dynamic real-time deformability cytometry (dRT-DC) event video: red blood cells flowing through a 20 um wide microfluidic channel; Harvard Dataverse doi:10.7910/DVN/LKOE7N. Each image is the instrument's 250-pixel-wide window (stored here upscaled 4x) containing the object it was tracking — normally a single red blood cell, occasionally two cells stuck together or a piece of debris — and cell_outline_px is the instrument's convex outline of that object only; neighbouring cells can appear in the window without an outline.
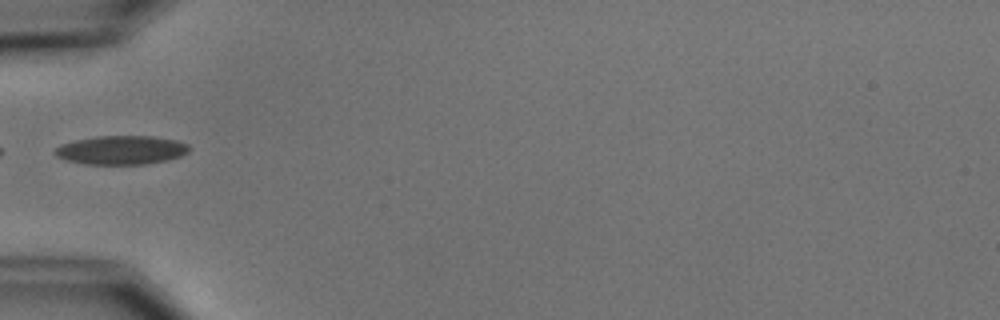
{"species": "common noctule bat (a hibernating species)", "species_latin": "Nyctalus noctula", "temperature_condition": "cold", "stored_images_in_passage": 5, "camera_frame_rate_fps": 3000, "um_per_image_px": 0.085, "animal": {"sex": "male", "body_mass_g": 15.6}, "frame": {"image": 1, "passage_image": 5, "time_ms": 5.333, "image_size_px": [1000, 320], "cell_outline_px": [[188, 152], [180, 156], [168, 160], [144, 164], [84, 164], [64, 160], [56, 156], [52, 152], [60, 144], [76, 140], [96, 136], [152, 136], [176, 140], [188, 144]], "centroid_in_image_um": [10.27, 12.76], "position_along_channel_um": 74.7, "area_um2": 22.6}}